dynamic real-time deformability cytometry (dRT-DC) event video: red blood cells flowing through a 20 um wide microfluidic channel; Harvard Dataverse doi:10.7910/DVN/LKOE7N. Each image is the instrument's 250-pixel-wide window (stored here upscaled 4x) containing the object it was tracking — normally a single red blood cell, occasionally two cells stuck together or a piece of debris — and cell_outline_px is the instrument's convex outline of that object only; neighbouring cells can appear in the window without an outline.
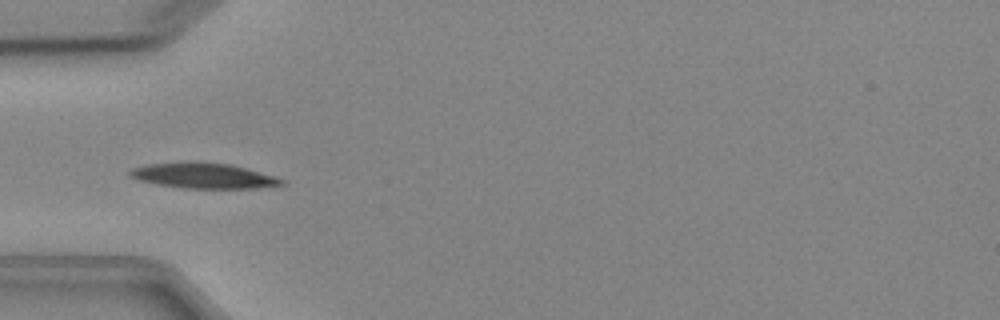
{"species": "Egyptian fruit bat (a non-hibernating species)", "species_latin": "Rousettus aegyptiacus", "temperature_condition": "cold", "stored_images_in_passage": 4, "camera_frame_rate_fps": 3000, "um_per_image_px": 0.085, "animal": {"sex": "female"}, "frame": {"image": 1, "passage_image": 4, "time_ms": 3.333, "image_size_px": [1000, 320], "cell_outline_px": [[284, 184], [256, 188], [184, 188], [156, 184], [140, 180], [128, 176], [128, 172], [132, 168], [144, 164], [180, 160], [196, 160], [232, 164], [272, 176], [284, 180]], "centroid_in_image_um": [17.18, 14.89], "position_along_channel_um": 67.8, "area_um2": 22.89}}